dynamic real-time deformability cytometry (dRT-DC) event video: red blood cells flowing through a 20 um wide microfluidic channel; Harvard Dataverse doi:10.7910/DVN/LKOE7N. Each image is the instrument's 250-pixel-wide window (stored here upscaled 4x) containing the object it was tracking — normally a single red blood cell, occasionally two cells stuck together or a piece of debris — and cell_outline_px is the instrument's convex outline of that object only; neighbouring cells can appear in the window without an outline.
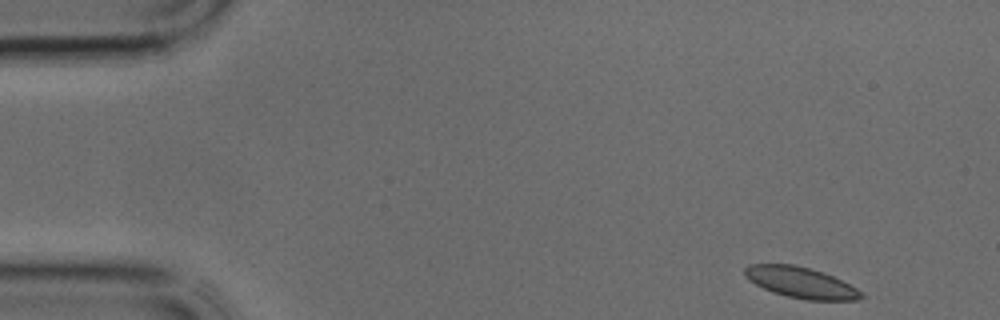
{"species": "common noctule bat (a hibernating species)", "species_latin": "Nyctalus noctula", "temperature_condition": "cold", "stored_images_in_passage": 36, "camera_frame_rate_fps": 3000, "um_per_image_px": 0.085, "animal": {"sex": "male", "body_mass_g": 17.9, "forearm_length_mm": 54.2}, "frame": {"image": 1, "passage_image": 1, "time_ms": 0.0, "image_size_px": [1000, 320], "cell_outline_px": [[864, 296], [856, 300], [808, 300], [788, 296], [772, 292], [748, 280], [744, 276], [744, 268], [748, 264], [792, 264], [824, 272], [856, 288]], "centroid_in_image_um": [68.02, 24.01], "position_along_channel_um": 17.0, "area_um2": 20.75}}
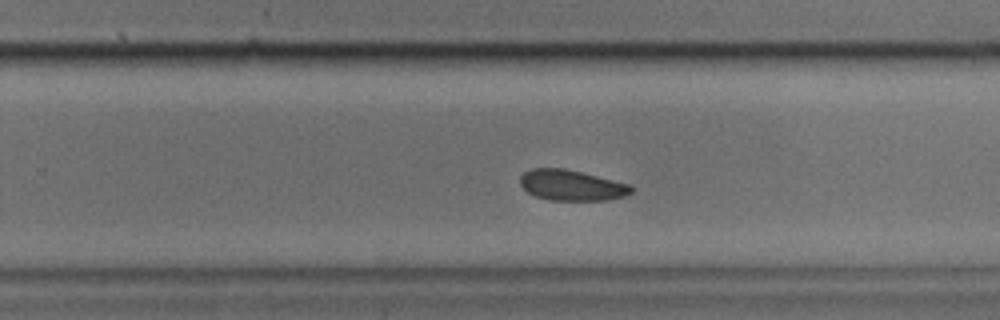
{"frame": {"image": 2, "passage_image": 22, "time_ms": 7.0, "image_size_px": [1000, 320], "cell_outline_px": [[632, 192], [624, 196], [608, 200], [548, 200], [536, 196], [528, 192], [520, 184], [520, 176], [524, 172], [532, 168], [564, 168], [632, 184]], "centroid_in_image_um": [48.59, 15.74], "position_along_channel_um": 281.2, "area_um2": 19.88}}
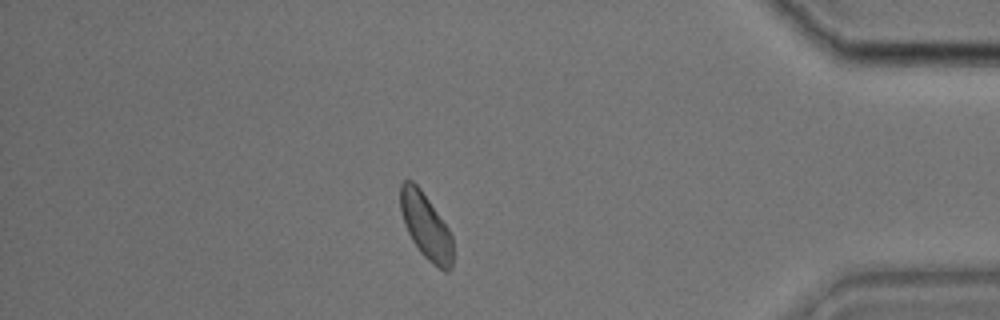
{"frame": {"image": 3, "passage_image": 31, "time_ms": 10.0, "image_size_px": [1000, 320], "cell_outline_px": [[452, 268], [448, 272], [444, 272], [432, 264], [420, 252], [412, 240], [404, 224], [400, 208], [400, 184], [404, 180], [412, 180], [420, 188], [448, 228], [452, 236]], "centroid_in_image_um": [36.19, 19.25], "position_along_channel_um": 399.0, "area_um2": 20.06}}